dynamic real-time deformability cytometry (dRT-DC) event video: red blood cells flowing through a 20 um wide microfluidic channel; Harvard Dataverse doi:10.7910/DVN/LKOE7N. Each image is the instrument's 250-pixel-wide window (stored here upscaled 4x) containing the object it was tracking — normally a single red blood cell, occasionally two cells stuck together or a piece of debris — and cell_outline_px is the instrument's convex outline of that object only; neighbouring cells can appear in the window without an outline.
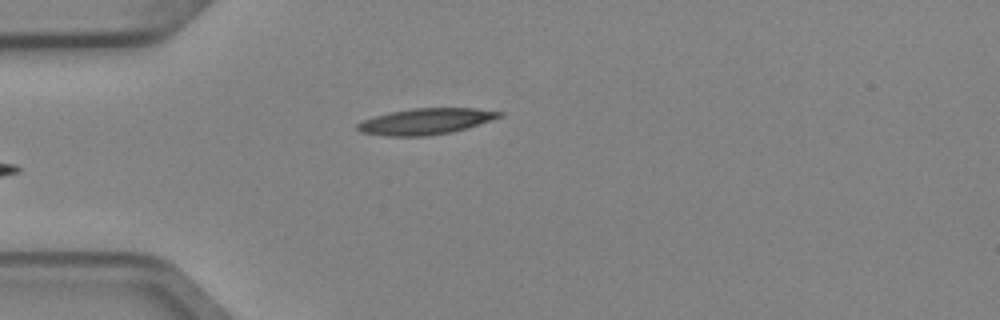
{"species": "Egyptian fruit bat (a non-hibernating species)", "species_latin": "Rousettus aegyptiacus", "temperature_condition": "cold", "stored_images_in_passage": 5, "camera_frame_rate_fps": 3000, "um_per_image_px": 0.085, "animal": {"sex": "female"}, "frame": {"image": 1, "passage_image": 5, "time_ms": 1.333, "image_size_px": [1000, 320], "cell_outline_px": [[504, 116], [468, 128], [452, 132], [428, 136], [388, 136], [360, 132], [356, 128], [356, 124], [364, 120], [376, 116], [392, 112], [412, 108], [476, 108], [504, 112]], "centroid_in_image_um": [36.24, 10.32], "position_along_channel_um": 48.8, "area_um2": 21.62}}